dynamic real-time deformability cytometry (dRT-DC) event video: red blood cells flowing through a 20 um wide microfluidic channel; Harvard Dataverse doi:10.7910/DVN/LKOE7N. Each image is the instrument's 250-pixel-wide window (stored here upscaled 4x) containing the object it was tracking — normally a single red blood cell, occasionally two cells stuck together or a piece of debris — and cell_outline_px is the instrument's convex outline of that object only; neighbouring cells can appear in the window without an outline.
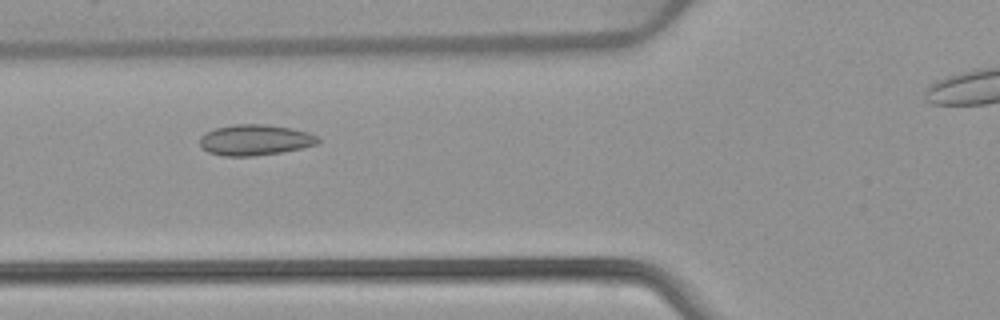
{"species": "common noctule bat (a hibernating species)", "species_latin": "Nyctalus noctula", "temperature_condition": "warm", "stored_images_in_passage": 43, "camera_frame_rate_fps": 3000, "um_per_image_px": 0.085, "animal": {"sex": "female", "body_mass_g": 22.7, "forearm_length_mm": 54.2}, "frame": {"image": 1, "passage_image": 16, "time_ms": 5.0, "image_size_px": [1000, 320], "cell_outline_px": [[320, 140], [316, 144], [300, 148], [280, 152], [252, 156], [224, 156], [208, 152], [200, 144], [200, 136], [216, 128], [236, 124], [264, 124], [292, 128], [308, 132], [320, 136]], "centroid_in_image_um": [21.7, 11.89], "position_along_channel_um": 104.1, "area_um2": 21.04}}
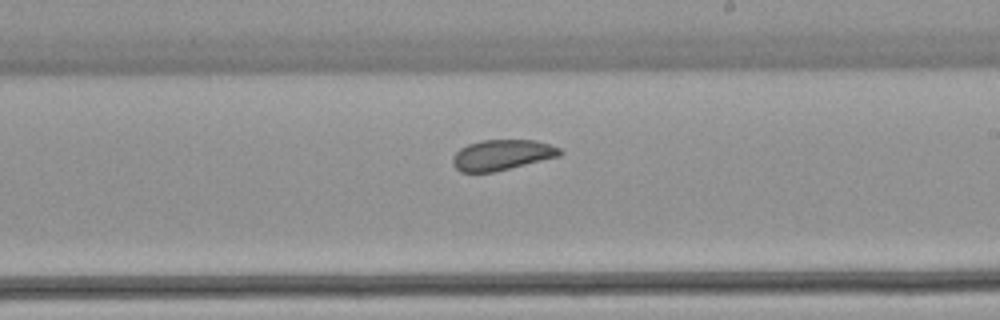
{"frame": {"image": 2, "passage_image": 27, "time_ms": 8.667, "image_size_px": [1000, 320], "cell_outline_px": [[564, 152], [560, 156], [492, 172], [460, 172], [452, 164], [452, 156], [460, 148], [468, 144], [480, 140], [536, 140], [560, 148]], "centroid_in_image_um": [42.65, 13.16], "position_along_channel_um": 246.4, "area_um2": 19.02}}
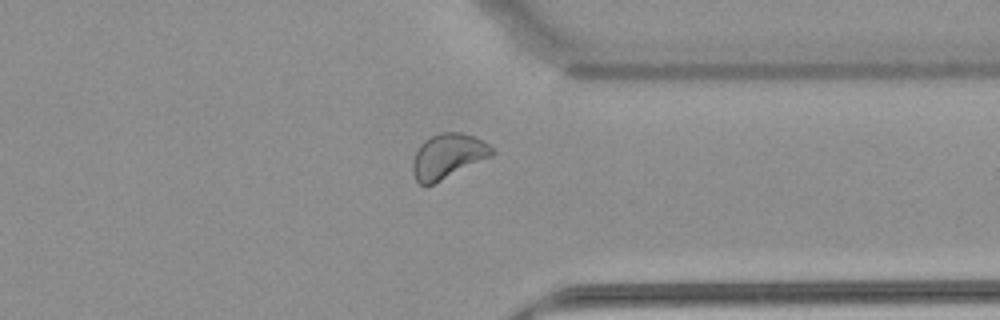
{"frame": {"image": 3, "passage_image": 37, "time_ms": 12.0, "image_size_px": [1000, 320], "cell_outline_px": [[496, 152], [492, 156], [432, 184], [420, 184], [416, 180], [412, 172], [412, 164], [416, 152], [420, 144], [424, 140], [440, 132], [460, 132], [472, 136], [488, 144]], "centroid_in_image_um": [38.05, 13.26], "position_along_channel_um": 373.3, "area_um2": 20.35}, "authors_computed_cell_mechanics": {"area_um2": 20.3456, "velocity_mm_per_s": 3.8788, "shape_relaxation_time_tau1_ms": null, "shape_relaxation_time_tau2_ms": 1.5334, "deformation_change_tau1": null, "deformation_change_tau2": 0.0592}}